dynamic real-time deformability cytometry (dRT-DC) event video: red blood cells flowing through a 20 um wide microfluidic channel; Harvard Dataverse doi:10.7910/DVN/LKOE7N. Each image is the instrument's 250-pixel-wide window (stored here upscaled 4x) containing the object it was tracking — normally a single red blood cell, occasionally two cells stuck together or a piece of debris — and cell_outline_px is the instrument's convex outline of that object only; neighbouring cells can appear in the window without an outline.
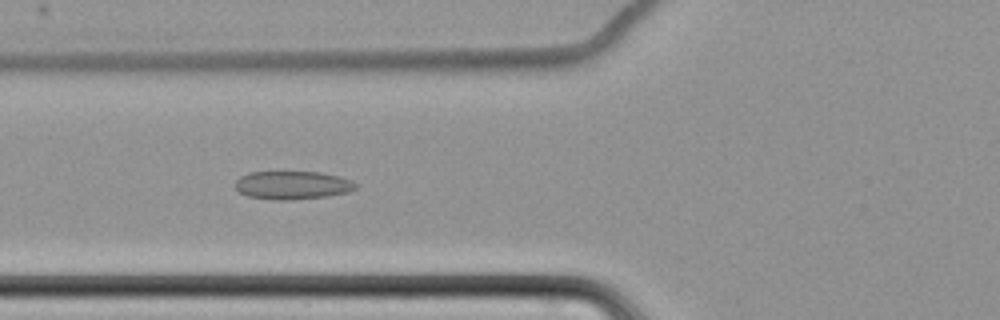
{"species": "common noctule bat (a hibernating species)", "species_latin": "Nyctalus noctula", "temperature_condition": "cold", "stored_images_in_passage": 63, "camera_frame_rate_fps": 3000, "um_per_image_px": 0.085, "animal": {"sex": "female", "body_mass_g": 22.7, "forearm_length_mm": 54.2}, "frame": {"image": 1, "passage_image": 28, "time_ms": 9.0, "image_size_px": [1000, 320], "cell_outline_px": [[356, 188], [348, 192], [328, 196], [288, 200], [276, 200], [248, 196], [240, 192], [236, 188], [236, 180], [240, 176], [248, 172], [320, 172], [340, 176], [352, 180], [356, 184]], "centroid_in_image_um": [24.87, 15.73], "position_along_channel_um": 100.9, "area_um2": 19.83}}
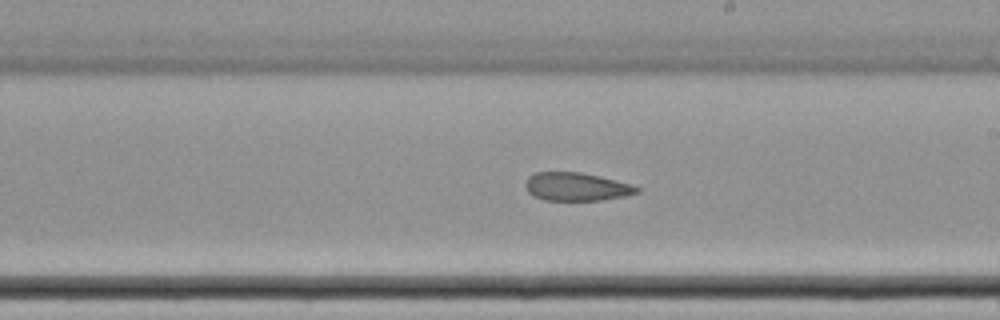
{"frame": {"image": 2, "passage_image": 40, "time_ms": 13.0, "image_size_px": [1000, 320], "cell_outline_px": [[640, 192], [624, 196], [604, 200], [544, 200], [532, 196], [528, 192], [524, 184], [528, 176], [536, 172], [580, 172], [600, 176], [632, 184], [640, 188]], "centroid_in_image_um": [48.99, 15.87], "position_along_channel_um": 240.0, "area_um2": 18.5}}
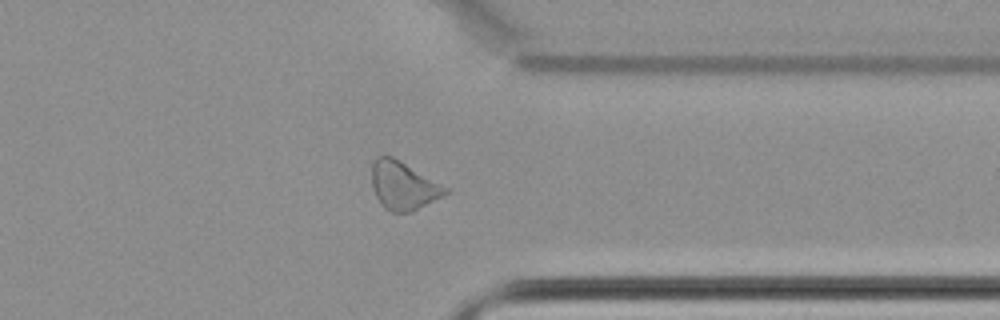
{"frame": {"image": 3, "passage_image": 52, "time_ms": 17.0, "image_size_px": [1000, 320], "cell_outline_px": [[452, 192], [412, 212], [392, 212], [384, 208], [376, 196], [372, 188], [372, 164], [376, 156], [392, 156], [400, 160], [448, 188]], "centroid_in_image_um": [34.29, 15.79], "position_along_channel_um": 377.1, "area_um2": 20.75}}